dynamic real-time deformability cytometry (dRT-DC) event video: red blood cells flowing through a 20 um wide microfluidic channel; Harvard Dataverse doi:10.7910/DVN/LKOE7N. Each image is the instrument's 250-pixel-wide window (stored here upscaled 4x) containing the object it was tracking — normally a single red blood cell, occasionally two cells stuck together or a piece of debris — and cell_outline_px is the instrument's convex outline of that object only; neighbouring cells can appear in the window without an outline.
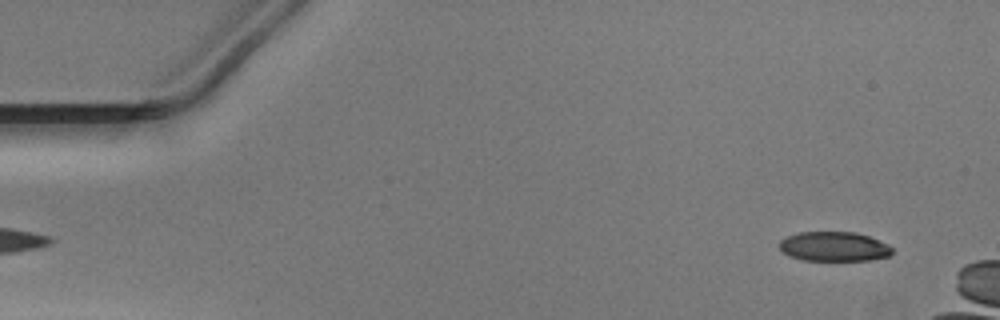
{"species": "Egyptian fruit bat (a non-hibernating species)", "species_latin": "Rousettus aegyptiacus", "temperature_condition": "warm", "stored_images_in_passage": 44, "camera_frame_rate_fps": 3000, "um_per_image_px": 0.085, "animal": {"sex": "male"}, "frame": {"image": 1, "passage_image": 2, "time_ms": 0.333, "image_size_px": [1000, 320], "cell_outline_px": [[892, 252], [888, 256], [868, 260], [804, 260], [788, 256], [780, 252], [780, 240], [788, 236], [800, 232], [856, 232], [868, 236], [888, 244], [892, 248]], "centroid_in_image_um": [70.86, 20.95], "position_along_channel_um": 14.1, "area_um2": 19.36}}
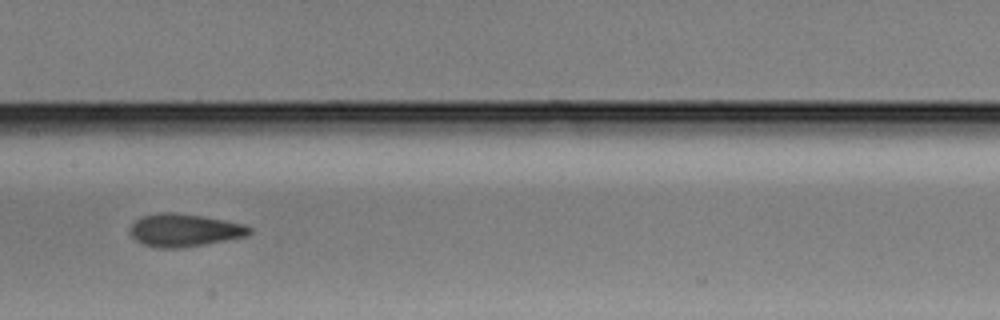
{"frame": {"image": 2, "passage_image": 24, "time_ms": 7.667, "image_size_px": [1000, 320], "cell_outline_px": [[252, 232], [248, 236], [204, 244], [180, 248], [156, 248], [144, 244], [136, 240], [128, 232], [128, 228], [136, 220], [144, 216], [160, 212], [176, 212], [224, 220], [244, 224], [252, 228]], "centroid_in_image_um": [15.66, 19.57], "position_along_channel_um": 191.7, "area_um2": 22.83}}
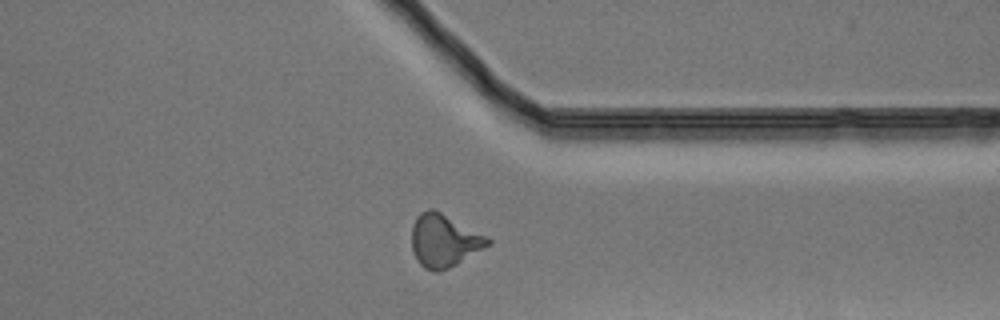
{"frame": {"image": 3, "passage_image": 38, "time_ms": 12.333, "image_size_px": [1000, 320], "cell_outline_px": [[492, 244], [456, 264], [448, 268], [436, 272], [424, 268], [416, 260], [412, 252], [412, 224], [416, 216], [420, 212], [428, 208], [432, 208], [488, 236], [492, 240]], "centroid_in_image_um": [37.74, 20.45], "position_along_channel_um": 373.7, "area_um2": 23.52}}